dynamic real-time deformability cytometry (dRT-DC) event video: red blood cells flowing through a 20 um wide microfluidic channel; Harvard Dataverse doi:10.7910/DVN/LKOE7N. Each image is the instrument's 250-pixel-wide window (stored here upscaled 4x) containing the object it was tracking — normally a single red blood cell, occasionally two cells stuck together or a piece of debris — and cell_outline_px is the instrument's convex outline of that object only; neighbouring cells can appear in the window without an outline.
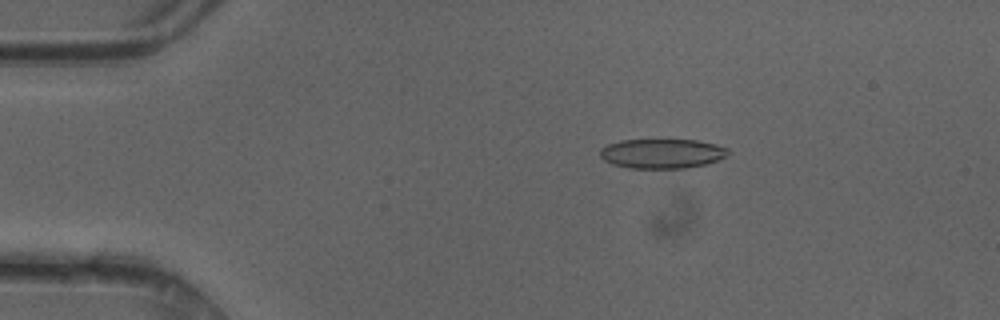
{"species": "common noctule bat (a hibernating species)", "species_latin": "Nyctalus noctula", "temperature_condition": "cold", "stored_images_in_passage": 49, "camera_frame_rate_fps": 3000, "um_per_image_px": 0.085, "animal": {"sex": "female"}, "frame": {"image": 1, "passage_image": 9, "time_ms": 2.667, "image_size_px": [1000, 320], "cell_outline_px": [[728, 152], [724, 156], [716, 160], [704, 164], [684, 168], [628, 168], [612, 164], [604, 160], [600, 156], [600, 148], [608, 144], [620, 140], [696, 140], [716, 144], [728, 148]], "centroid_in_image_um": [56.22, 13.05], "position_along_channel_um": 28.8, "area_um2": 21.91}}
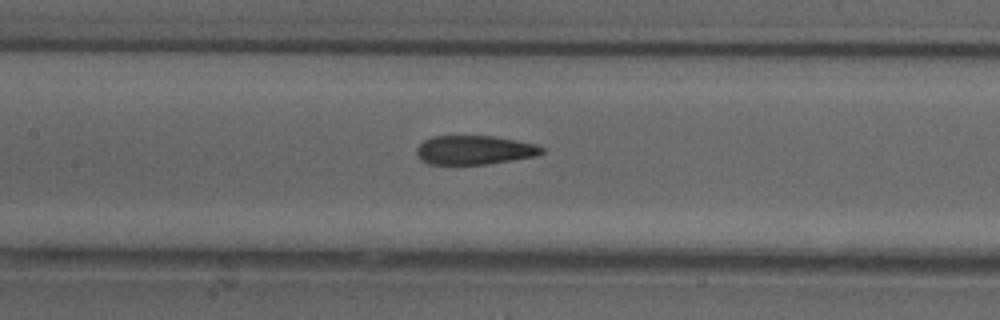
{"frame": {"image": 2, "passage_image": 23, "time_ms": 7.333, "image_size_px": [1000, 320], "cell_outline_px": [[544, 152], [536, 156], [484, 164], [428, 164], [420, 160], [416, 152], [416, 148], [424, 140], [432, 136], [492, 136], [516, 140], [536, 144], [544, 148]], "centroid_in_image_um": [40.3, 12.75], "position_along_channel_um": 167.1, "area_um2": 21.1}}
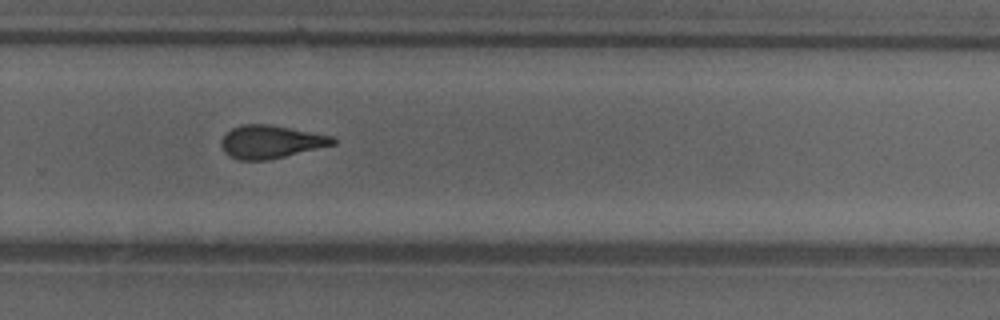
{"frame": {"image": 3, "passage_image": 33, "time_ms": 10.667, "image_size_px": [1000, 320], "cell_outline_px": [[336, 144], [268, 160], [240, 160], [228, 156], [224, 152], [220, 144], [220, 140], [232, 128], [240, 124], [268, 124], [332, 136], [336, 140]], "centroid_in_image_um": [22.98, 12.06], "position_along_channel_um": 306.8, "area_um2": 21.39}, "authors_computed_cell_mechanics": {"area_um2": 22.0796, "velocity_mm_per_s": 4.2097, "shape_relaxation_time_tau1_ms": null, "shape_relaxation_time_tau2_ms": 1.9574, "deformation_change_tau1": null, "deformation_change_tau2": 0.0944}}